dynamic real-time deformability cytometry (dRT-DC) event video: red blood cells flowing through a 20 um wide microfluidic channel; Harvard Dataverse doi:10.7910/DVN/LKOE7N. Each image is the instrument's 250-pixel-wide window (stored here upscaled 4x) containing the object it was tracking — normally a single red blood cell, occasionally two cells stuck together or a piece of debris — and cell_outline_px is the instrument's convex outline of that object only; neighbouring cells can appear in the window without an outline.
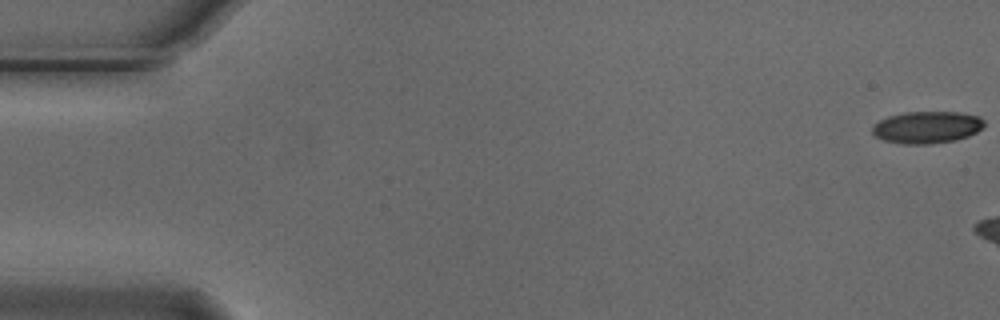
{"species": "Egyptian fruit bat (a non-hibernating species)", "species_latin": "Rousettus aegyptiacus", "temperature_condition": "cold", "stored_images_in_passage": 6, "camera_frame_rate_fps": 3000, "um_per_image_px": 0.085, "animal": {"sex": "male"}, "frame": {"image": 1, "passage_image": 1, "time_ms": 0.0, "image_size_px": [1000, 320], "cell_outline_px": [[984, 128], [968, 136], [956, 140], [932, 144], [900, 144], [884, 140], [876, 136], [872, 132], [872, 128], [880, 120], [888, 116], [904, 112], [960, 112], [980, 116], [984, 120]], "centroid_in_image_um": [78.82, 10.82], "position_along_channel_um": 6.2, "area_um2": 21.04}}